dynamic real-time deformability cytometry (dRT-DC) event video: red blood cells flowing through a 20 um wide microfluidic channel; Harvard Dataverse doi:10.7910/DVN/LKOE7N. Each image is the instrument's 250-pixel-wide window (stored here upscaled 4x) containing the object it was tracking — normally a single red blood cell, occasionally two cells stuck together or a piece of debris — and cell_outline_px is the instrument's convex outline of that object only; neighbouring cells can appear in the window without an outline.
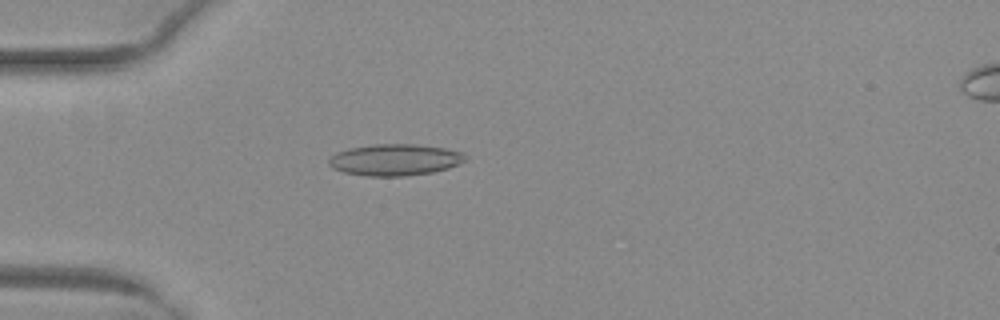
{"species": "common noctule bat (a hibernating species)", "species_latin": "Nyctalus noctula", "temperature_condition": "warm", "stored_images_in_passage": 38, "camera_frame_rate_fps": 3000, "um_per_image_px": 0.085, "animal": {"sex": "female", "body_mass_g": 29.2, "forearm_length_mm": 56.3}, "frame": {"image": 1, "passage_image": 2, "time_ms": 0.333, "image_size_px": [1000, 320], "cell_outline_px": [[468, 160], [448, 168], [432, 172], [404, 176], [368, 176], [344, 172], [332, 168], [328, 164], [328, 160], [336, 152], [352, 148], [376, 144], [416, 144], [444, 148], [464, 152], [468, 156]], "centroid_in_image_um": [33.61, 13.58], "position_along_channel_um": 51.4, "area_um2": 25.09}}
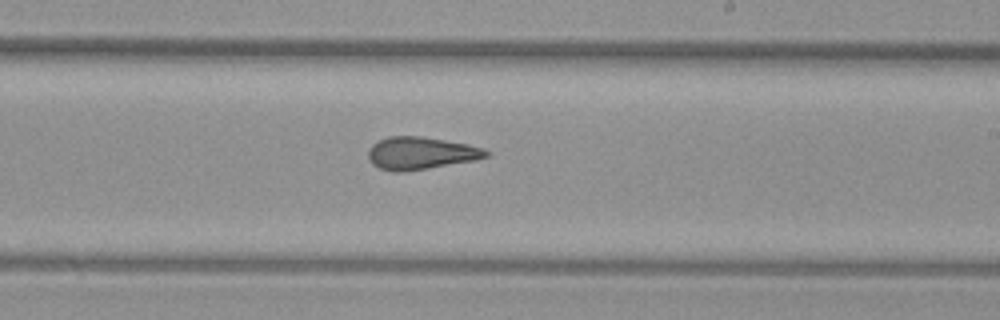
{"frame": {"image": 2, "passage_image": 18, "time_ms": 5.667, "image_size_px": [1000, 320], "cell_outline_px": [[492, 152], [488, 156], [476, 160], [404, 172], [392, 172], [380, 168], [372, 164], [368, 160], [368, 148], [372, 144], [388, 136], [420, 136], [468, 144], [484, 148]], "centroid_in_image_um": [35.76, 13.02], "position_along_channel_um": 253.2, "area_um2": 22.48}}
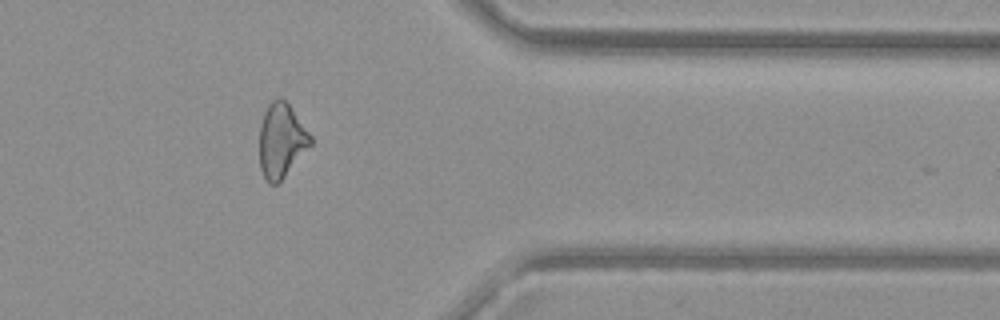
{"frame": {"image": 3, "passage_image": 29, "time_ms": 9.333, "image_size_px": [1000, 320], "cell_outline_px": [[312, 144], [284, 176], [276, 184], [268, 184], [260, 168], [260, 124], [264, 112], [268, 104], [276, 96], [280, 96], [292, 108], [312, 136]], "centroid_in_image_um": [23.91, 11.91], "position_along_channel_um": 387.5, "area_um2": 22.02}, "authors_computed_cell_mechanics": {"area_um2": 22.542, "velocity_mm_per_s": 4.0489, "shape_relaxation_time_tau1_ms": null, "shape_relaxation_time_tau2_ms": 2.1582, "deformation_change_tau1": null, "deformation_change_tau2": 0.1134}}